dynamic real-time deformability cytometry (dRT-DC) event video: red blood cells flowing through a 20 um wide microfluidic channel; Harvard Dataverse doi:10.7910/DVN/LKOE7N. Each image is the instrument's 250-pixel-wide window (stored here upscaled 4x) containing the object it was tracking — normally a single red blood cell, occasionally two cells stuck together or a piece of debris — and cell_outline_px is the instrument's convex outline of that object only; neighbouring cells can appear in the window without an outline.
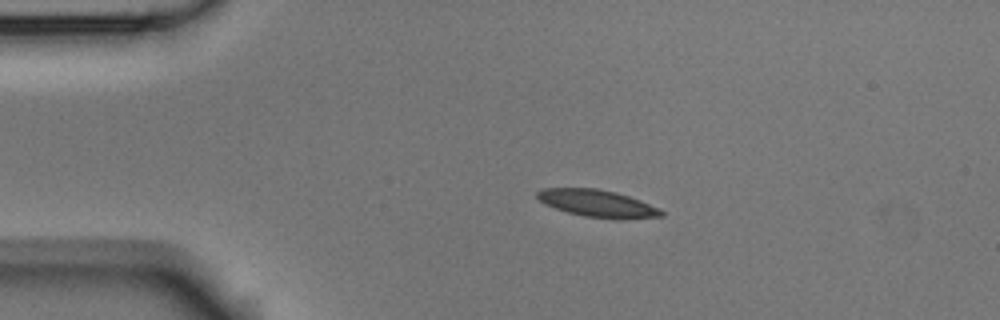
{"species": "Egyptian fruit bat (a non-hibernating species)", "species_latin": "Rousettus aegyptiacus", "temperature_condition": "room temperature", "stored_images_in_passage": 3, "camera_frame_rate_fps": 3000, "um_per_image_px": 0.085, "animal": {"sex": "male"}, "frame": {"image": 1, "passage_image": 2, "time_ms": 0.333, "image_size_px": [1000, 320], "cell_outline_px": [[664, 216], [620, 220], [584, 216], [568, 212], [544, 204], [536, 196], [536, 192], [544, 188], [596, 188], [616, 192], [640, 200], [660, 208], [664, 212]], "centroid_in_image_um": [50.82, 17.3], "position_along_channel_um": 34.2, "area_um2": 19.77}}